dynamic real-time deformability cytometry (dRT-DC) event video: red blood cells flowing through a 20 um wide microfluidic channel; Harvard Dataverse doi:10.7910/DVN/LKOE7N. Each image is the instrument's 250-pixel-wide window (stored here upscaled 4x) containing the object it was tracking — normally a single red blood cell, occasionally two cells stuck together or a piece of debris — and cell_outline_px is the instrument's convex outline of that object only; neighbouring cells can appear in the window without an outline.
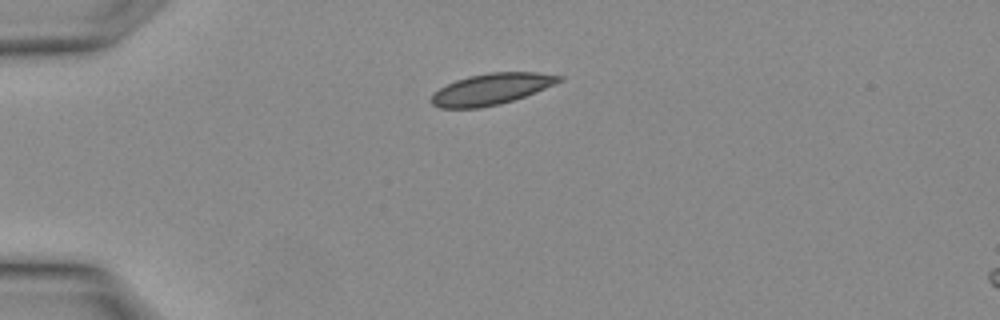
{"species": "Egyptian fruit bat (a non-hibernating species)", "species_latin": "Rousettus aegyptiacus", "temperature_condition": "warm", "stored_images_in_passage": 2, "segment_of_instrument_passage": [1, 2], "camera_frame_rate_fps": 3000, "um_per_image_px": 0.085, "animal": {"sex": "female"}, "frame": {"image": 1, "passage_image": 1, "time_ms": 0.0, "image_size_px": [1000, 320], "cell_outline_px": [[564, 80], [536, 92], [500, 104], [480, 108], [440, 108], [432, 104], [428, 100], [440, 88], [456, 80], [468, 76], [488, 72], [536, 72], [564, 76]], "centroid_in_image_um": [41.77, 7.57], "position_along_channel_um": 43.2, "area_um2": 23.24}}